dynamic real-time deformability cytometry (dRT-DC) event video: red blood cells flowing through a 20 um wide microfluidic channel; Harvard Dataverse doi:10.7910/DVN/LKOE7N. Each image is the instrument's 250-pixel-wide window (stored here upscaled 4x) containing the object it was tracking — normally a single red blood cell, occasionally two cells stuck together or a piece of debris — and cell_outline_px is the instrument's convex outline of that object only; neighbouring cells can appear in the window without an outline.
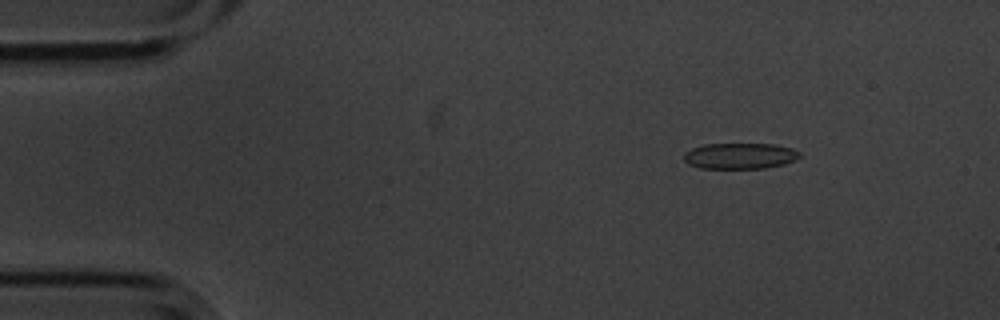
{"species": "common noctule bat (a hibernating species)", "species_latin": "Nyctalus noctula", "temperature_condition": "cold", "stored_images_in_passage": 12, "camera_frame_rate_fps": 3000, "um_per_image_px": 0.085, "animal": {"sex": "male", "body_mass_g": 20.1, "forearm_length_mm": 53.5}, "frame": {"image": 1, "passage_image": 3, "time_ms": 0.667, "image_size_px": [1000, 320], "cell_outline_px": [[800, 156], [796, 160], [784, 164], [764, 168], [700, 168], [688, 164], [684, 160], [684, 152], [692, 148], [704, 144], [772, 144], [792, 148], [800, 152]], "centroid_in_image_um": [62.89, 13.25], "position_along_channel_um": 22.1, "area_um2": 17.51}}